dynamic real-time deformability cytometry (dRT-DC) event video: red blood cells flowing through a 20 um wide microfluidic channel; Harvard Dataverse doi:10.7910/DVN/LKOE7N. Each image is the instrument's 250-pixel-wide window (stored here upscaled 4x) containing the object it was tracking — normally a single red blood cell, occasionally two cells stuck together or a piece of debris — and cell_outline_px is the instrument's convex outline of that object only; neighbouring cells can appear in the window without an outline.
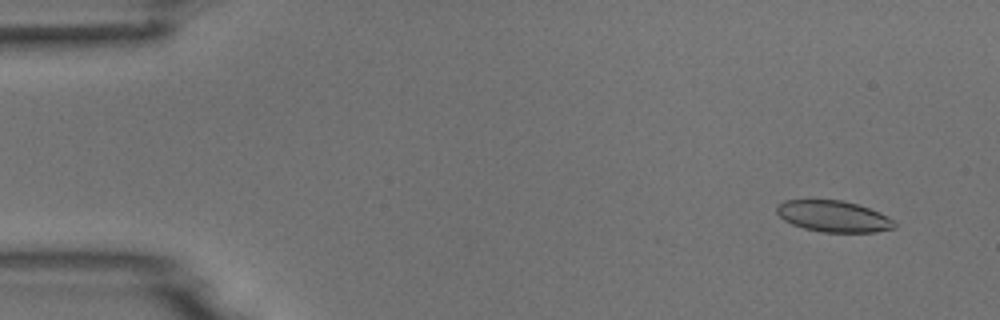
{"species": "common noctule bat (a hibernating species)", "species_latin": "Nyctalus noctula", "temperature_condition": "room temperature", "stored_images_in_passage": 4, "camera_frame_rate_fps": 3000, "um_per_image_px": 0.085, "animal": {"sex": "male", "body_mass_g": 18.8}, "frame": {"image": 1, "passage_image": 2, "time_ms": 1.0, "image_size_px": [1000, 320], "cell_outline_px": [[896, 228], [876, 232], [824, 232], [804, 228], [792, 224], [784, 220], [776, 212], [776, 204], [784, 200], [844, 200], [880, 212], [888, 216], [896, 224]], "centroid_in_image_um": [70.84, 18.38], "position_along_channel_um": 14.2, "area_um2": 21.5}}
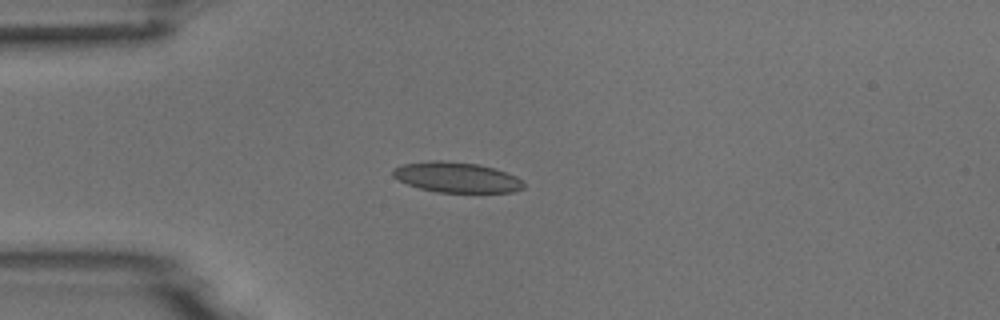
{"frame": {"image": 2, "passage_image": 4, "time_ms": 4.333, "image_size_px": [1000, 320], "cell_outline_px": [[524, 188], [512, 192], [436, 192], [420, 188], [408, 184], [392, 176], [392, 168], [404, 164], [428, 160], [444, 160], [480, 164], [516, 176], [524, 184]], "centroid_in_image_um": [38.78, 15.06], "position_along_channel_um": 46.2, "area_um2": 23.06}}